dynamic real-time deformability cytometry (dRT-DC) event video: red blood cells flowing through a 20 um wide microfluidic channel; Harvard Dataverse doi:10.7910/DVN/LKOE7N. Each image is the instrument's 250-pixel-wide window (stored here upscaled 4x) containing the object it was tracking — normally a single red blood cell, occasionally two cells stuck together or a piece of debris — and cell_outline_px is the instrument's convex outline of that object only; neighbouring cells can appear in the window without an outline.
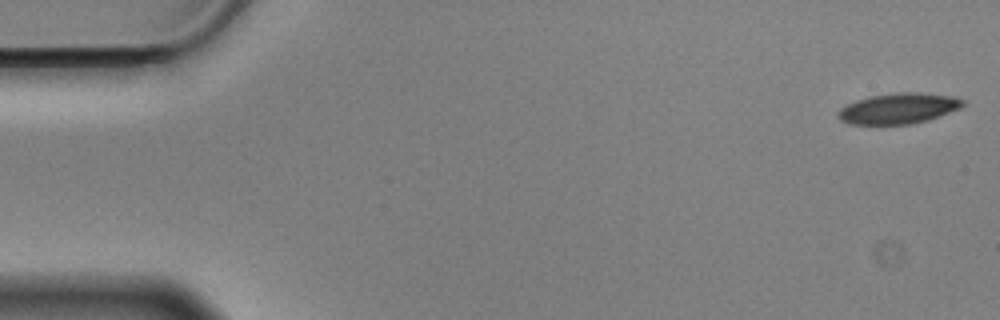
{"species": "Egyptian fruit bat (a non-hibernating species)", "species_latin": "Rousettus aegyptiacus", "temperature_condition": "cold", "stored_images_in_passage": 57, "camera_frame_rate_fps": 3000, "um_per_image_px": 0.085, "animal": {"sex": "male"}, "frame": {"image": 1, "passage_image": 1, "time_ms": 0.0, "image_size_px": [1000, 320], "cell_outline_px": [[964, 104], [960, 108], [928, 120], [912, 124], [848, 124], [840, 120], [836, 116], [836, 112], [840, 108], [856, 100], [868, 96], [896, 92], [916, 92], [952, 96], [964, 100]], "centroid_in_image_um": [76.33, 9.21], "position_along_channel_um": 8.7, "area_um2": 22.37}}
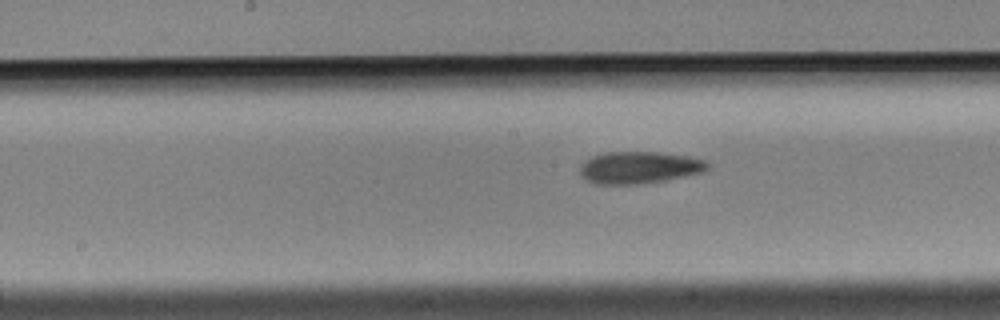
{"frame": {"image": 2, "passage_image": 28, "time_ms": 9.0, "image_size_px": [1000, 320], "cell_outline_px": [[708, 168], [704, 172], [664, 180], [640, 184], [596, 184], [580, 176], [580, 164], [584, 160], [592, 156], [608, 152], [656, 152], [688, 156], [704, 160], [708, 164]], "centroid_in_image_um": [54.3, 14.24], "position_along_channel_um": 193.9, "area_um2": 23.76}}
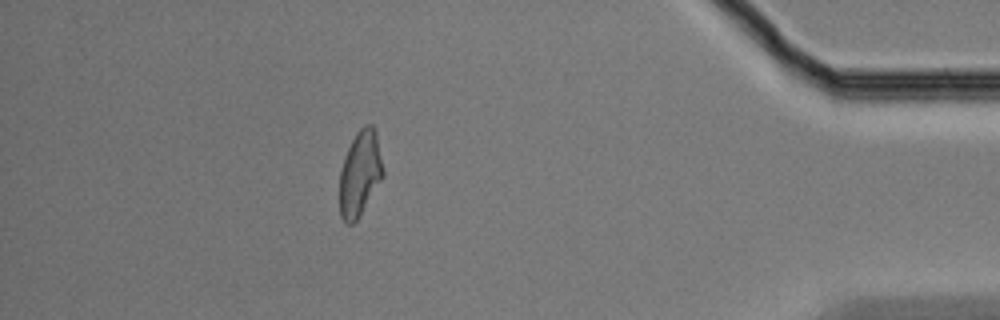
{"frame": {"image": 3, "passage_image": 50, "time_ms": 16.333, "image_size_px": [1000, 320], "cell_outline_px": [[384, 176], [356, 220], [352, 224], [344, 224], [340, 216], [340, 168], [344, 156], [356, 132], [364, 124], [372, 124], [376, 132], [384, 168]], "centroid_in_image_um": [30.6, 14.73], "position_along_channel_um": 404.6, "area_um2": 21.68}, "authors_computed_cell_mechanics": {"area_um2": 22.7154, "velocity_mm_per_s": 3.5089, "shape_relaxation_time_tau1_ms": 8.747, "shape_relaxation_time_tau2_ms": 6.6953, "deformation_change_tau1": 0.1814, "deformation_change_tau2": 0.1518}}